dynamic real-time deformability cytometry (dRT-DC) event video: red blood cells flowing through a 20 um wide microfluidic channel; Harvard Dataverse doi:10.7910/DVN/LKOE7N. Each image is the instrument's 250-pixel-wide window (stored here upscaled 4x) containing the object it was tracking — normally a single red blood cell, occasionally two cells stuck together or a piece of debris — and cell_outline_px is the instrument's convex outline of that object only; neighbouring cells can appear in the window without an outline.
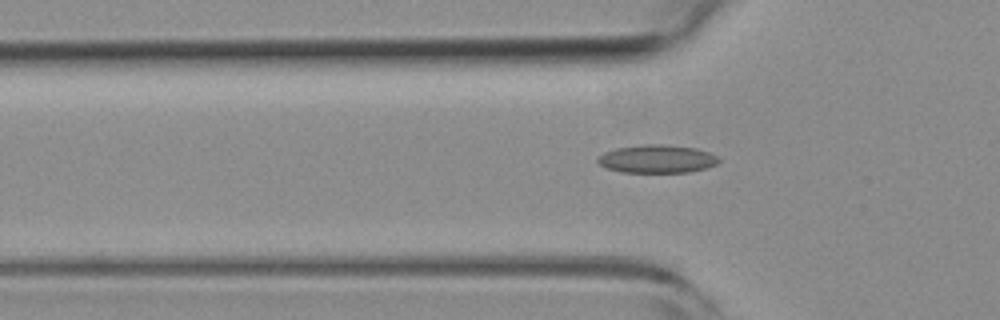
{"species": "common noctule bat (a hibernating species)", "species_latin": "Nyctalus noctula", "temperature_condition": "room temperature", "stored_images_in_passage": 34, "camera_frame_rate_fps": 3000, "um_per_image_px": 0.085, "animal": {"sex": "female", "body_mass_g": 19.3, "forearm_length_mm": 54.1}, "frame": {"image": 1, "passage_image": 7, "time_ms": 2.0, "image_size_px": [1000, 320], "cell_outline_px": [[720, 160], [716, 164], [708, 168], [688, 172], [620, 172], [608, 168], [600, 164], [596, 160], [604, 152], [616, 148], [644, 144], [664, 144], [696, 148], [708, 152], [716, 156]], "centroid_in_image_um": [55.86, 13.5], "position_along_channel_um": 69.9, "area_um2": 19.77}}
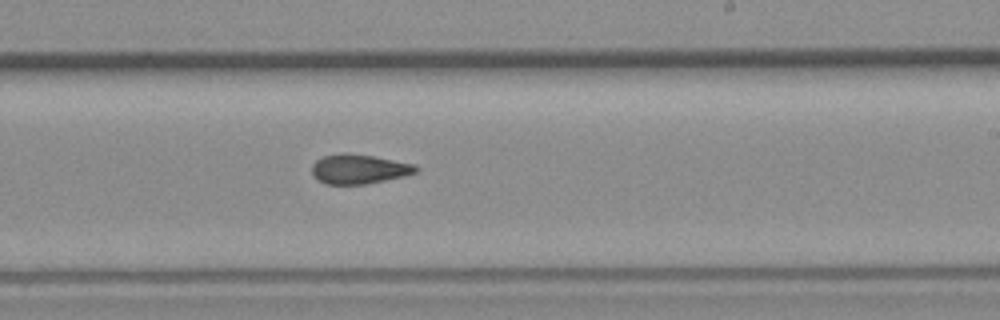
{"frame": {"image": 2, "passage_image": 22, "time_ms": 7.0, "image_size_px": [1000, 320], "cell_outline_px": [[420, 168], [416, 172], [404, 176], [364, 184], [324, 184], [312, 172], [312, 164], [316, 160], [324, 156], [344, 152], [372, 156], [416, 164]], "centroid_in_image_um": [30.53, 14.36], "position_along_channel_um": 258.5, "area_um2": 17.74}}
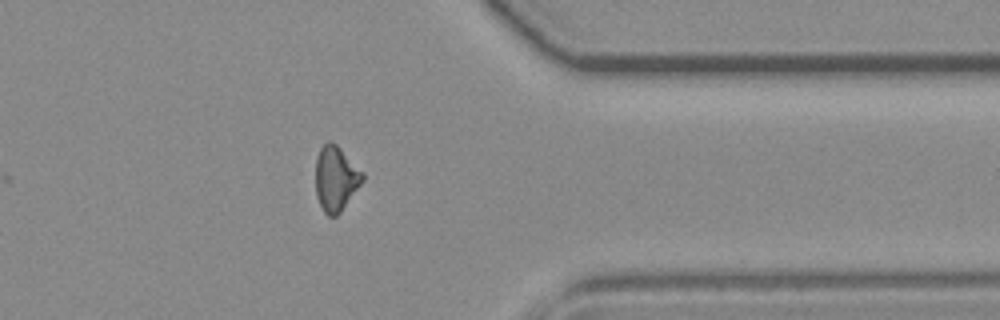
{"frame": {"image": 3, "passage_image": 33, "time_ms": 10.667, "image_size_px": [1000, 320], "cell_outline_px": [[364, 180], [340, 212], [336, 216], [328, 216], [324, 212], [316, 196], [316, 156], [320, 148], [328, 140], [336, 144], [364, 172]], "centroid_in_image_um": [28.54, 15.16], "position_along_channel_um": 382.9, "area_um2": 17.74}}